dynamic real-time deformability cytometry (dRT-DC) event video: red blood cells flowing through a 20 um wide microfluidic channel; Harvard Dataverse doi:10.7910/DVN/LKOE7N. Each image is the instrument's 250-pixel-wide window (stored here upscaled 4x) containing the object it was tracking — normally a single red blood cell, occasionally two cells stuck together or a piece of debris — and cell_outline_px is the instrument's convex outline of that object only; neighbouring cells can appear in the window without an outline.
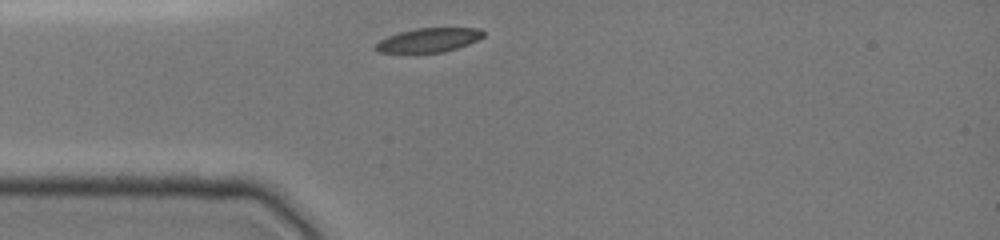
{"species": "common noctule bat (a hibernating species)", "species_latin": "Nyctalus noctula", "temperature_condition": "cold", "stored_images_in_passage": 29, "camera_frame_rate_fps": 3000, "um_per_image_px": 0.085, "animal": {"sex": "female", "body_mass_g": 19.0, "forearm_length_mm": 51.5}, "frame": {"image": 1, "passage_image": 1, "time_ms": 0.0, "image_size_px": [1000, 240], "cell_outline_px": [[484, 36], [468, 44], [444, 52], [376, 52], [372, 48], [380, 40], [388, 36], [400, 32], [416, 28], [480, 28], [484, 32]], "centroid_in_image_um": [36.42, 3.4], "position_along_channel_um": 48.6, "area_um2": 14.97}}
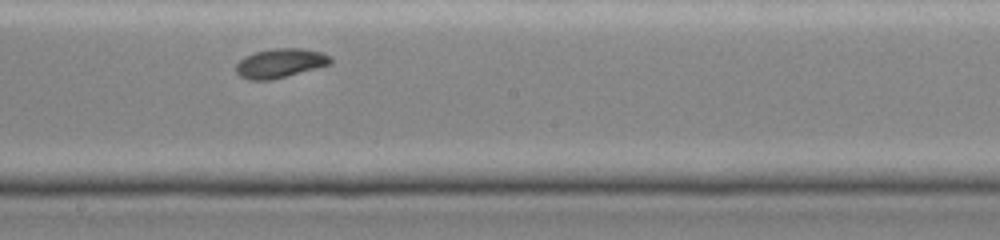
{"frame": {"image": 2, "passage_image": 15, "time_ms": 4.667, "image_size_px": [1000, 240], "cell_outline_px": [[332, 64], [272, 80], [248, 80], [240, 76], [236, 72], [236, 64], [244, 56], [256, 52], [272, 48], [304, 48], [324, 52], [332, 56]], "centroid_in_image_um": [23.85, 5.36], "position_along_channel_um": 224.3, "area_um2": 16.36}}
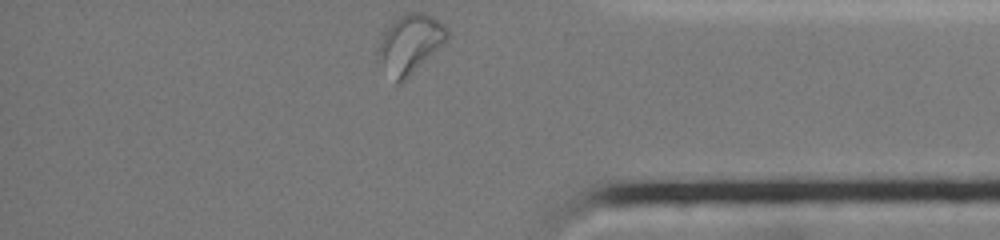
{"frame": {"image": 3, "passage_image": 29, "time_ms": 9.333, "image_size_px": [1000, 240], "cell_outline_px": [[448, 40], [400, 84], [396, 84], [376, 60], [376, 52], [380, 32], [392, 20], [408, 12], [424, 12], [432, 16], [444, 24], [448, 28]], "centroid_in_image_um": [34.79, 3.71], "position_along_channel_um": 400.4, "area_um2": 24.33}, "authors_computed_cell_mechanics": {"area_um2": 16.2996, "velocity_mm_per_s": 3.9227, "shape_relaxation_time_tau1_ms": 3.097, "shape_relaxation_time_tau2_ms": null, "deformation_change_tau1": 0.1187, "deformation_change_tau2": null}}